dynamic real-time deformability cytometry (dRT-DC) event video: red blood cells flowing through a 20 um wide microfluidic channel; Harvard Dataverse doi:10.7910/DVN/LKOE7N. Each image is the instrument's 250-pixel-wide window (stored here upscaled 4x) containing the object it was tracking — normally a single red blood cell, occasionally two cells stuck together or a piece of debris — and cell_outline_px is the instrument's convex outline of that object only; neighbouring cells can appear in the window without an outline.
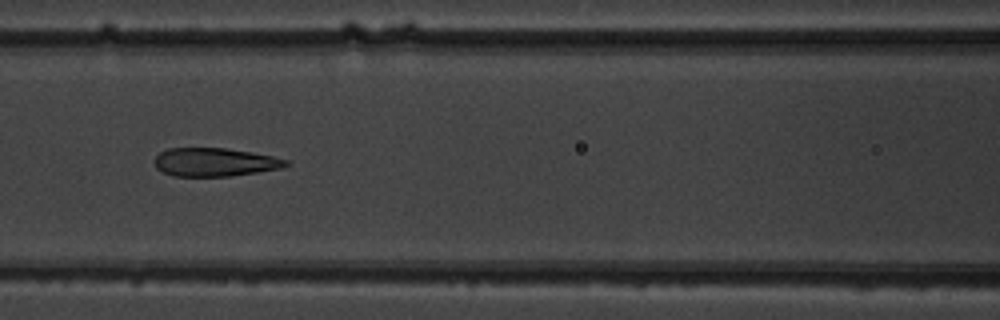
{"species": "common noctule bat (a hibernating species)", "species_latin": "Nyctalus noctula", "temperature_condition": "warm", "stored_images_in_passage": 15, "camera_frame_rate_fps": 3000, "um_per_image_px": 0.085, "animal": {"sex": "male", "body_mass_g": 19.5, "forearm_length_mm": 54.6}, "frame": {"image": 1, "passage_image": 7, "time_ms": 7.667, "image_size_px": [1000, 320], "cell_outline_px": [[292, 164], [280, 168], [232, 176], [172, 176], [156, 168], [156, 156], [160, 152], [168, 148], [224, 148], [252, 152], [272, 156], [288, 160]], "centroid_in_image_um": [18.27, 13.78], "position_along_channel_um": 148.3, "area_um2": 21.68}}
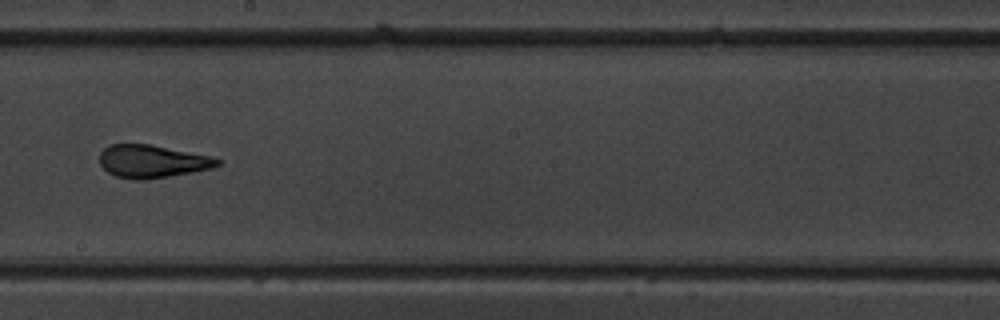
{"frame": {"image": 2, "passage_image": 9, "time_ms": 10.0, "image_size_px": [1000, 320], "cell_outline_px": [[220, 164], [212, 168], [192, 172], [148, 180], [136, 180], [116, 176], [108, 172], [100, 164], [100, 152], [108, 144], [148, 144], [208, 156], [220, 160]], "centroid_in_image_um": [12.88, 13.72], "position_along_channel_um": 235.3, "area_um2": 22.31}}
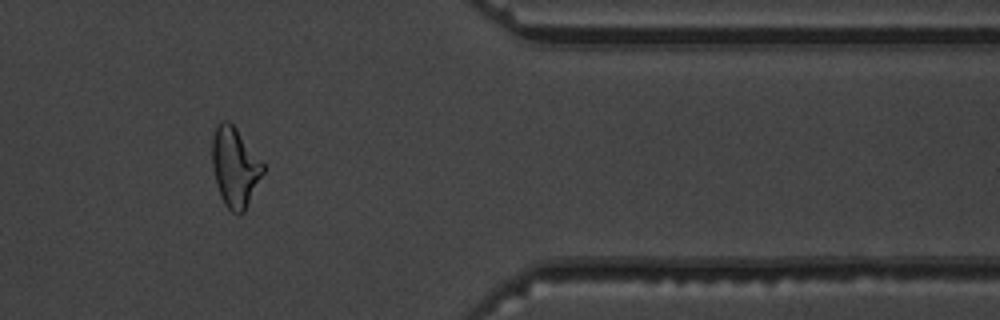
{"frame": {"image": 3, "passage_image": 13, "time_ms": 14.667, "image_size_px": [1000, 320], "cell_outline_px": [[264, 172], [244, 212], [240, 216], [236, 216], [224, 204], [220, 196], [216, 184], [212, 168], [212, 136], [220, 120], [228, 120], [236, 128], [264, 164]], "centroid_in_image_um": [19.95, 14.23], "position_along_channel_um": 391.4, "area_um2": 23.7}, "authors_computed_cell_mechanics": {"area_um2": 23.698, "velocity_mm_per_s": 3.7442, "shape_relaxation_time_tau1_ms": 3.7616, "shape_relaxation_time_tau2_ms": 1.1725, "deformation_change_tau1": 0.1428, "deformation_change_tau2": 0.0577}}